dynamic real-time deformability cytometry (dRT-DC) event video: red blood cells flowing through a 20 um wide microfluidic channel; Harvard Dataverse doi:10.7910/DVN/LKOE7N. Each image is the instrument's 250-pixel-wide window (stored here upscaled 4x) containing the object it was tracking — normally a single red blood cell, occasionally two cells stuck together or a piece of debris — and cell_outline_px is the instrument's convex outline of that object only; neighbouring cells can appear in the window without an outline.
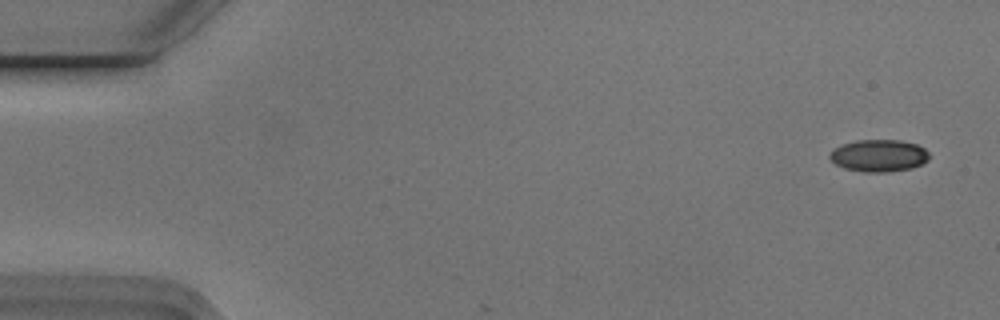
{"species": "Egyptian fruit bat (a non-hibernating species)", "species_latin": "Rousettus aegyptiacus", "temperature_condition": "cold", "stored_images_in_passage": 3, "camera_frame_rate_fps": 3000, "um_per_image_px": 0.085, "animal": {"sex": "male"}, "frame": {"image": 1, "passage_image": 1, "time_ms": 0.0, "image_size_px": [1000, 320], "cell_outline_px": [[928, 160], [924, 164], [912, 168], [888, 172], [864, 172], [844, 168], [836, 164], [828, 156], [836, 148], [844, 144], [856, 140], [900, 140], [916, 144], [924, 148], [928, 152]], "centroid_in_image_um": [74.74, 13.23], "position_along_channel_um": 10.3, "area_um2": 18.55}}